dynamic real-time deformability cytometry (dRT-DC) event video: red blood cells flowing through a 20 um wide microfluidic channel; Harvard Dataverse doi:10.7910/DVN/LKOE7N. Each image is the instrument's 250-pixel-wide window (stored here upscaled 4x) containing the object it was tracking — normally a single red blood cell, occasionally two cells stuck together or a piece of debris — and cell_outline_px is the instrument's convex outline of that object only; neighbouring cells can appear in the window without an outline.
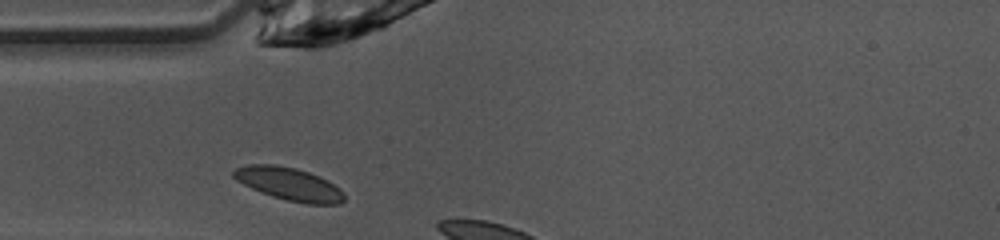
{"species": "common noctule bat (a hibernating species)", "species_latin": "Nyctalus noctula", "temperature_condition": "warm", "stored_images_in_passage": 3, "camera_frame_rate_fps": 3000, "um_per_image_px": 0.085, "animal": {"sex": "female", "body_mass_g": 10.0, "forearm_length_mm": 53.1}, "frame": {"image": 1, "passage_image": 1, "time_ms": 0.0, "image_size_px": [1000, 240], "cell_outline_px": [[344, 200], [340, 204], [308, 204], [288, 200], [272, 196], [252, 188], [236, 180], [232, 176], [232, 172], [236, 168], [248, 164], [276, 164], [296, 168], [320, 176], [328, 180], [340, 188], [344, 192]], "centroid_in_image_um": [24.59, 15.62], "position_along_channel_um": 60.4, "area_um2": 21.21}}